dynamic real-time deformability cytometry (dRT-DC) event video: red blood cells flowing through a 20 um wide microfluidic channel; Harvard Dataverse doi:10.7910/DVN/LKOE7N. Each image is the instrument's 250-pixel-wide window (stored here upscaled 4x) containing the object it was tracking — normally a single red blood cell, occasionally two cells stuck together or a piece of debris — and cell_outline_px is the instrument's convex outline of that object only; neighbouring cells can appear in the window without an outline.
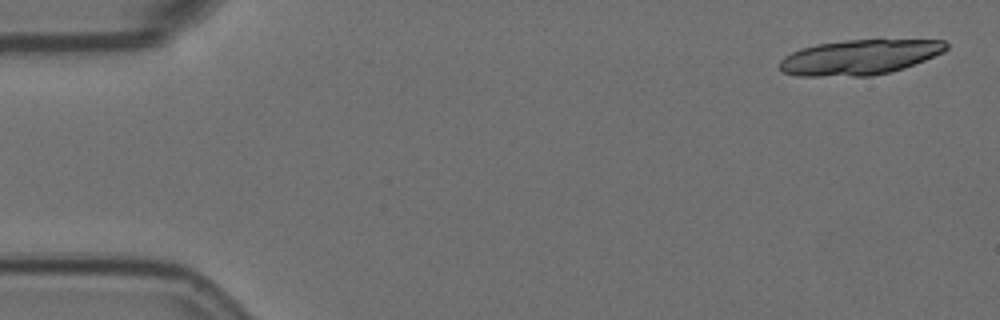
{"species": "Egyptian fruit bat (a non-hibernating species)", "species_latin": "Rousettus aegyptiacus", "temperature_condition": "room temperature", "stored_images_in_passage": 5, "camera_frame_rate_fps": 3000, "um_per_image_px": 0.085, "animal": {"sex": "female"}, "frame": {"image": 1, "passage_image": 1, "time_ms": 0.0, "image_size_px": [1000, 320], "cell_outline_px": [[948, 48], [944, 52], [904, 68], [892, 72], [872, 76], [796, 76], [780, 72], [780, 60], [784, 56], [800, 48], [816, 44], [848, 40], [944, 40], [948, 44]], "centroid_in_image_um": [73.03, 4.87], "position_along_channel_um": 12.0, "area_um2": 34.16}}